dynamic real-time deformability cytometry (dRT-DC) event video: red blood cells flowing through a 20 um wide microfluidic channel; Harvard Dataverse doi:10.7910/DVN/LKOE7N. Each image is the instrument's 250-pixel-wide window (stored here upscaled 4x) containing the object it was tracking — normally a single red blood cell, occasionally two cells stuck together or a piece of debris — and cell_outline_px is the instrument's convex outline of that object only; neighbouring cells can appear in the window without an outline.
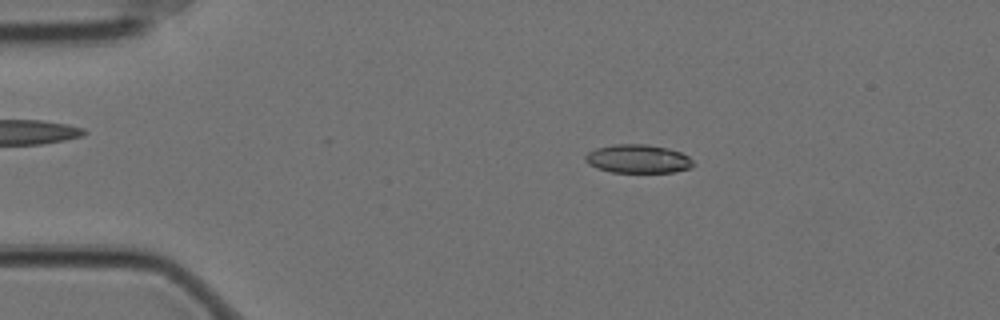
{"species": "Egyptian fruit bat (a non-hibernating species)", "species_latin": "Rousettus aegyptiacus", "temperature_condition": "cold", "stored_images_in_passage": 44, "camera_frame_rate_fps": 3000, "um_per_image_px": 0.085, "animal": {"sex": "female"}, "frame": {"image": 1, "passage_image": 10, "time_ms": 3.0, "image_size_px": [1000, 320], "cell_outline_px": [[692, 168], [676, 172], [612, 172], [596, 168], [588, 164], [584, 160], [584, 156], [588, 152], [596, 148], [612, 144], [648, 144], [668, 148], [680, 152], [688, 156], [692, 160]], "centroid_in_image_um": [54.2, 13.5], "position_along_channel_um": 30.8, "area_um2": 18.09}}
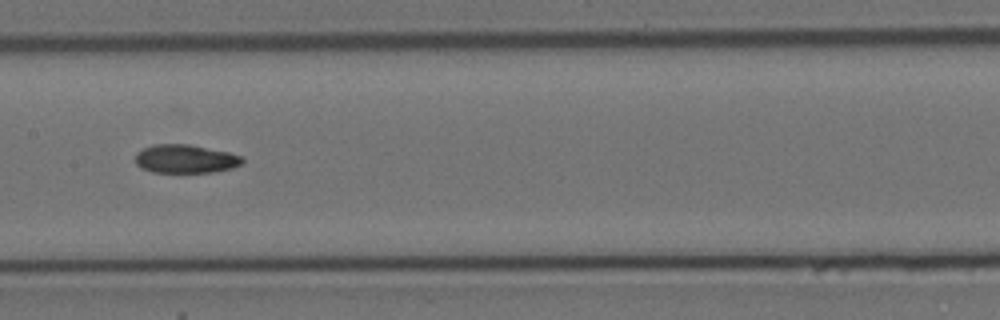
{"frame": {"image": 2, "passage_image": 28, "time_ms": 9.0, "image_size_px": [1000, 320], "cell_outline_px": [[244, 164], [232, 168], [212, 172], [152, 172], [140, 168], [136, 164], [136, 152], [144, 148], [156, 144], [188, 144], [228, 152], [244, 156]], "centroid_in_image_um": [15.79, 13.51], "position_along_channel_um": 191.6, "area_um2": 17.86}}
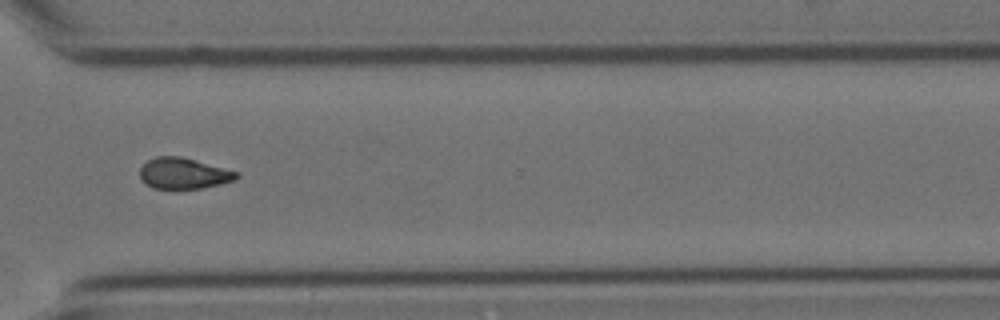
{"frame": {"image": 3, "passage_image": 42, "time_ms": 13.667, "image_size_px": [1000, 320], "cell_outline_px": [[240, 176], [236, 180], [220, 184], [200, 188], [152, 188], [144, 184], [140, 180], [140, 168], [148, 160], [156, 156], [180, 156], [236, 172]], "centroid_in_image_um": [15.55, 14.74], "position_along_channel_um": 355.1, "area_um2": 17.22}, "authors_computed_cell_mechanics": {"area_um2": 18.0625, "velocity_mm_per_s": 3.5152, "shape_relaxation_time_tau1_ms": null, "shape_relaxation_time_tau2_ms": 7.5189, "deformation_change_tau1": null, "deformation_change_tau2": 0.1366}}